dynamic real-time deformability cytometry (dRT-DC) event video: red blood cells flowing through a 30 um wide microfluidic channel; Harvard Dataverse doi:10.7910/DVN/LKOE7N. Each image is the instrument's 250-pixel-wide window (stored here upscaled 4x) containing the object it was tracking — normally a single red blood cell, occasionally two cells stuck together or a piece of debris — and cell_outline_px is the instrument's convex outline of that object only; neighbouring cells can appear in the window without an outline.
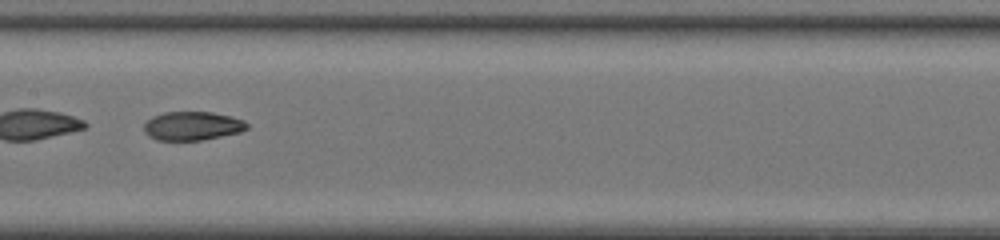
{"species": "common noctule bat (a hibernating species)", "species_latin": "Nyctalus noctula", "temperature_condition": "room temperature", "stored_images_in_passage": 49, "camera_frame_rate_fps": 3000, "um_per_image_px": 0.085, "animal": {"sex": "female", "body_mass_g": 20.0, "forearm_length_mm": 54.0}, "frame": {"image": 1, "passage_image": 28, "time_ms": 9.0, "image_size_px": [1000, 240], "cell_outline_px": [[248, 128], [240, 132], [200, 140], [156, 140], [148, 136], [144, 132], [144, 124], [152, 116], [164, 112], [212, 112], [232, 116], [244, 120], [248, 124]], "centroid_in_image_um": [16.34, 10.7], "position_along_channel_um": 191.1, "area_um2": 17.28}, "authors_computed_cell_mechanics": {"area_um2": 29.8826, "velocity_mm_per_s": 4.4021, "shape_relaxation_time_tau1_ms": 10.7615, "shape_relaxation_time_tau2_ms": 1.0673, "deformation_change_tau1": 0.3553, "deformation_change_tau2": 0.0543}}